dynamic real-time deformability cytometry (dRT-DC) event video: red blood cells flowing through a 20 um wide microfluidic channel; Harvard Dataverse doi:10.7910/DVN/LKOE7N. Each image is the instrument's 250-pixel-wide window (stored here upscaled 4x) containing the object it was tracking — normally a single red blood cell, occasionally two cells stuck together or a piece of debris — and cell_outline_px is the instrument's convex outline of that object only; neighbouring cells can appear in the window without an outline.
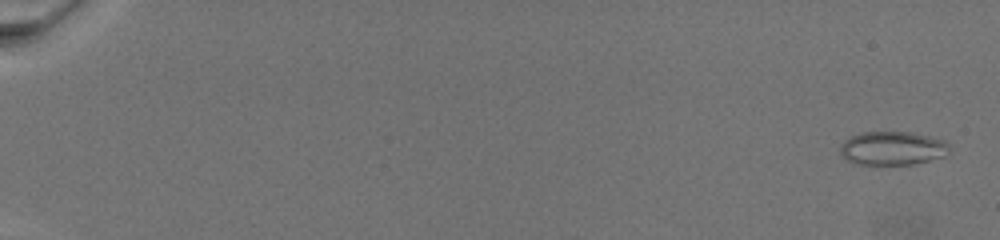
{"species": "common noctule bat (a hibernating species)", "species_latin": "Nyctalus noctula", "temperature_condition": "warm", "stored_images_in_passage": 76, "camera_frame_rate_fps": 3000, "um_per_image_px": 0.085, "animal": {"sex": "female", "body_mass_g": 19.5, "forearm_length_mm": 54.1}, "frame": {"image": 1, "passage_image": 3, "time_ms": 0.667, "image_size_px": [1000, 240], "cell_outline_px": [[948, 152], [944, 156], [912, 164], [856, 164], [840, 156], [840, 144], [844, 140], [852, 136], [864, 132], [908, 132], [928, 136], [944, 140], [948, 144]], "centroid_in_image_um": [75.81, 12.6], "position_along_channel_um": 9.2, "area_um2": 21.21}}
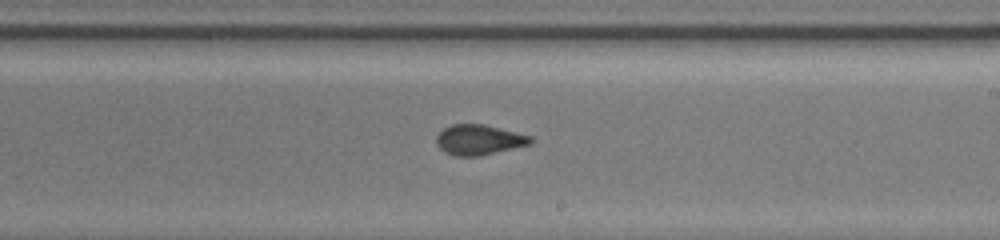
{"frame": {"image": 2, "passage_image": 50, "time_ms": 15.667, "image_size_px": [1000, 240], "cell_outline_px": [[532, 144], [480, 156], [452, 156], [444, 152], [436, 144], [436, 136], [444, 128], [452, 124], [484, 124], [532, 136]], "centroid_in_image_um": [40.7, 11.89], "position_along_channel_um": 248.3, "area_um2": 16.7}}
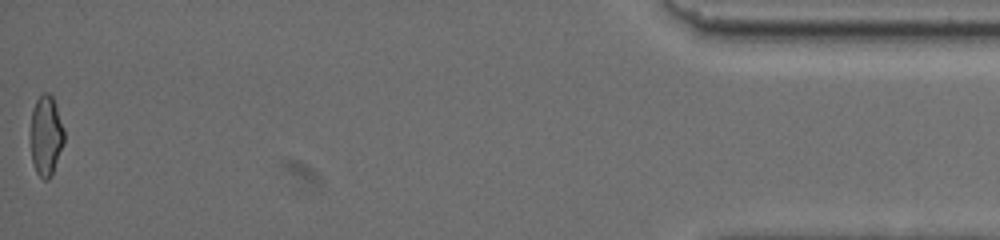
{"frame": {"image": 3, "passage_image": 76, "time_ms": 24.333, "image_size_px": [1000, 240], "cell_outline_px": [[64, 144], [52, 176], [48, 180], [44, 180], [36, 172], [32, 160], [32, 108], [36, 100], [44, 92], [48, 92], [52, 96], [56, 104], [64, 128]], "centroid_in_image_um": [3.95, 11.53], "position_along_channel_um": 431.3, "area_um2": 15.66}}